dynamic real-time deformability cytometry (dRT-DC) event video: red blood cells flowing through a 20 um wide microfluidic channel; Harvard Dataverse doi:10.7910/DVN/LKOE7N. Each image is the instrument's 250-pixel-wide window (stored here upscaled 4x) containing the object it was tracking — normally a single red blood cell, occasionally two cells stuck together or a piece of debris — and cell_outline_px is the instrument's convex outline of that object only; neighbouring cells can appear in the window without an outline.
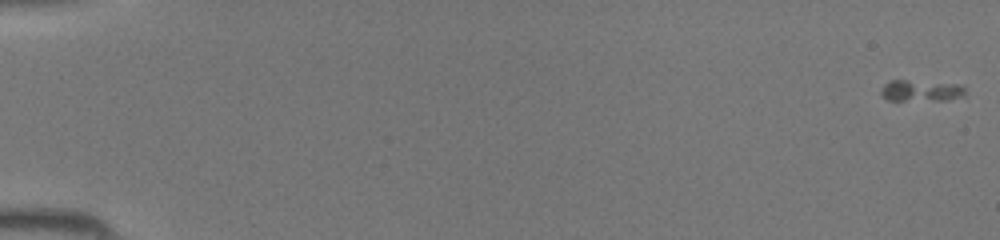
{"species": "common noctule bat (a hibernating species)", "species_latin": "Nyctalus noctula", "temperature_condition": "room temperature", "stored_images_in_passage": 49, "camera_frame_rate_fps": 3000, "um_per_image_px": 0.085, "animal": {"sex": "female", "body_mass_g": 19.5, "forearm_length_mm": 54.1}, "frame": {"image": 1, "passage_image": 1, "time_ms": 0.0, "image_size_px": [1000, 240], "cell_outline_px": [[964, 96], [948, 100], [888, 100], [880, 92], [884, 84], [888, 80], [904, 80], [960, 84], [964, 88]], "centroid_in_image_um": [78.28, 7.7], "position_along_channel_um": 6.7, "area_um2": 10.4}}